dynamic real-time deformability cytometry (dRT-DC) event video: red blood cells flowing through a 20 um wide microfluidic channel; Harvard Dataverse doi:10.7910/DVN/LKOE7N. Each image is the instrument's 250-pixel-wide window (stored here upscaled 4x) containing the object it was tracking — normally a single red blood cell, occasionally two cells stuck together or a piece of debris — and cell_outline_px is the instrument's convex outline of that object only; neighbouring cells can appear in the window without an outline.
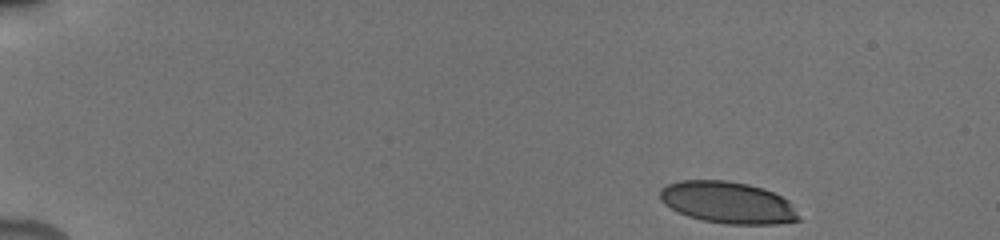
{"species": "human", "species_latin": "Homo sapiens", "temperature_condition": "cold", "stored_images_in_passage": 6, "camera_frame_rate_fps": 3000, "um_per_image_px": 0.085, "donor": {"sex": "male"}, "frame": {"image": 1, "passage_image": 1, "time_ms": 0.0, "image_size_px": [1000, 240], "cell_outline_px": [[800, 220], [776, 224], [728, 224], [704, 220], [688, 216], [664, 204], [660, 200], [660, 188], [668, 184], [680, 180], [724, 180], [748, 184], [764, 188], [788, 200], [792, 204], [800, 216]], "centroid_in_image_um": [61.87, 17.21], "position_along_channel_um": 23.1, "area_um2": 33.7}}
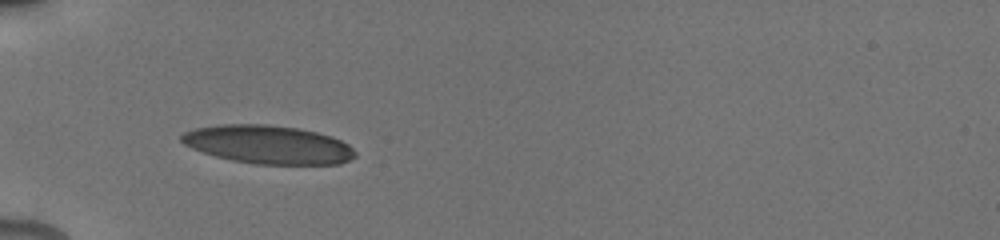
{"frame": {"image": 2, "passage_image": 5, "time_ms": 4.0, "image_size_px": [1000, 240], "cell_outline_px": [[356, 156], [340, 164], [256, 164], [232, 160], [216, 156], [192, 148], [184, 144], [180, 140], [180, 136], [184, 132], [196, 128], [220, 124], [268, 124], [296, 128], [316, 132], [332, 136], [348, 144], [356, 152]], "centroid_in_image_um": [22.79, 12.28], "position_along_channel_um": 62.2, "area_um2": 38.78}}